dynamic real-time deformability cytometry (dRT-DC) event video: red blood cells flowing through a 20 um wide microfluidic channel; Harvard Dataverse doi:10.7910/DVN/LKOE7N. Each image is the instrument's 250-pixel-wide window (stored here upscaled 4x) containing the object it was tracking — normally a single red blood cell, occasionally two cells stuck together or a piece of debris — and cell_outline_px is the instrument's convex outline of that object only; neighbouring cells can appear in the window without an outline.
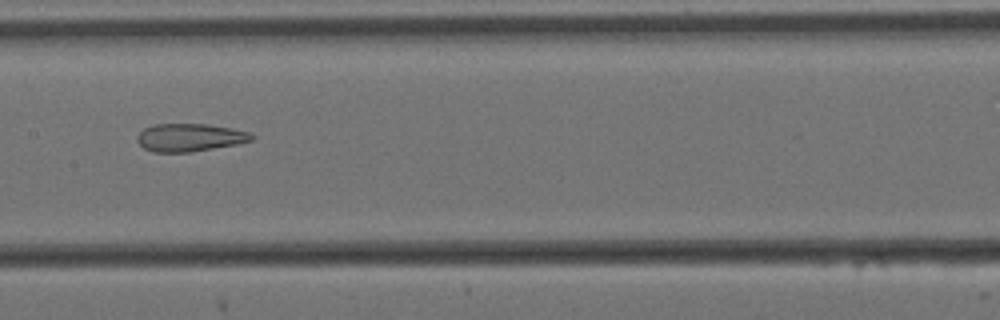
{"species": "Egyptian fruit bat (a non-hibernating species)", "species_latin": "Rousettus aegyptiacus", "temperature_condition": "cold", "stored_images_in_passage": 9, "camera_frame_rate_fps": 3000, "um_per_image_px": 0.085, "animal": {"sex": "female"}, "frame": {"image": 1, "passage_image": 6, "time_ms": 1.667, "image_size_px": [1000, 320], "cell_outline_px": [[256, 136], [252, 140], [236, 144], [192, 152], [152, 152], [144, 148], [136, 140], [136, 136], [144, 128], [156, 124], [208, 124], [232, 128], [252, 132]], "centroid_in_image_um": [16.15, 11.68], "position_along_channel_um": 191.3, "area_um2": 18.73}}
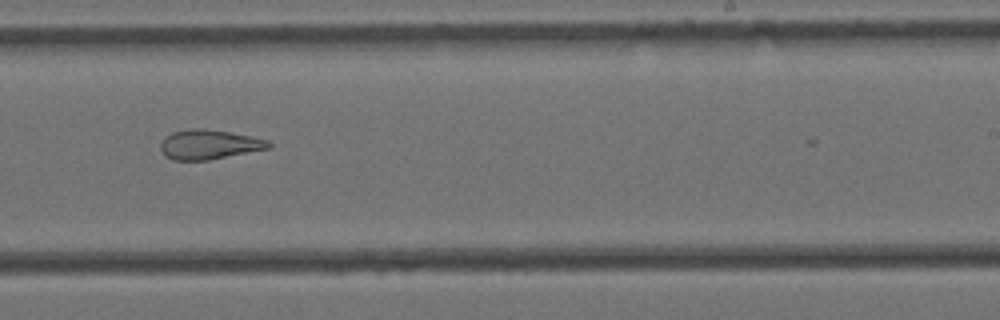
{"frame": {"image": 2, "passage_image": 8, "time_ms": 2.333, "image_size_px": [1000, 320], "cell_outline_px": [[272, 144], [268, 148], [208, 160], [172, 160], [164, 156], [160, 148], [160, 144], [164, 136], [172, 132], [188, 128], [204, 128], [252, 136], [268, 140]], "centroid_in_image_um": [17.71, 12.27], "position_along_channel_um": 271.3, "area_um2": 18.67}}
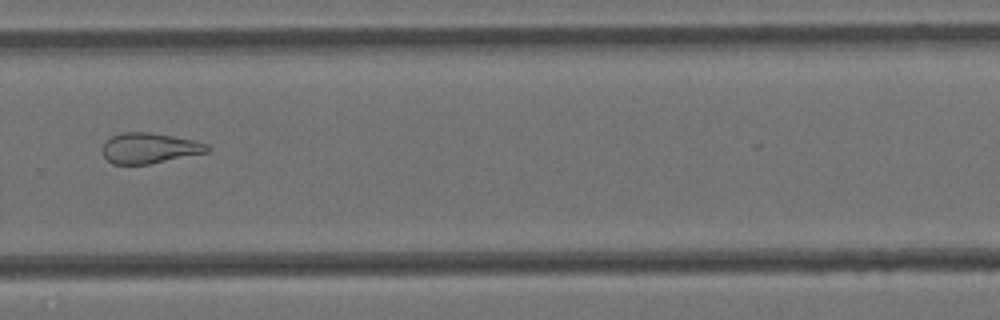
{"frame": {"image": 3, "passage_image": 9, "time_ms": 2.667, "image_size_px": [1000, 320], "cell_outline_px": [[212, 148], [208, 152], [148, 164], [112, 164], [104, 156], [104, 140], [120, 132], [148, 132], [172, 136], [192, 140], [208, 144]], "centroid_in_image_um": [12.7, 12.58], "position_along_channel_um": 317.1, "area_um2": 18.5}}